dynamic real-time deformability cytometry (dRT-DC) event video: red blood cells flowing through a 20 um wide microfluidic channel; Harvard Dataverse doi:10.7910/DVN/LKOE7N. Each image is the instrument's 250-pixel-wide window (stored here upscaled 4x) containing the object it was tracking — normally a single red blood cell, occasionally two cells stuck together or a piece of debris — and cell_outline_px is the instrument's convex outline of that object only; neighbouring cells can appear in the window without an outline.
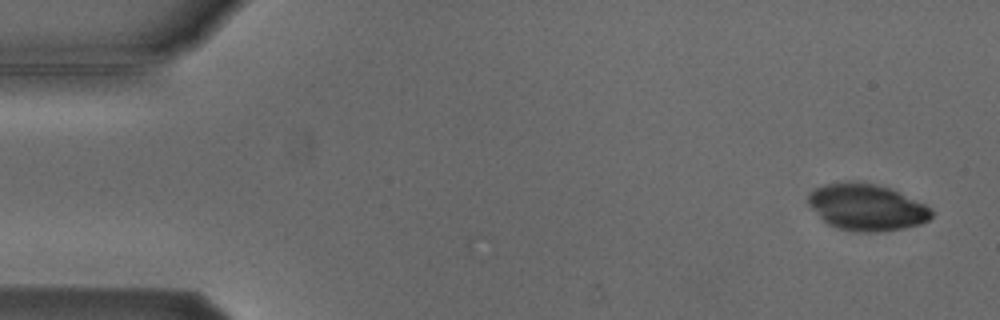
{"species": "Egyptian fruit bat (a non-hibernating species)", "species_latin": "Rousettus aegyptiacus", "temperature_condition": "cold", "stored_images_in_passage": 8, "camera_frame_rate_fps": 3000, "um_per_image_px": 0.085, "animal": {"sex": "male"}, "frame": {"image": 1, "passage_image": 1, "time_ms": 0.0, "image_size_px": [1000, 320], "cell_outline_px": [[932, 216], [928, 220], [920, 224], [904, 228], [876, 232], [856, 232], [836, 228], [828, 224], [808, 204], [808, 196], [816, 188], [824, 184], [848, 180], [856, 180], [876, 184], [888, 188], [924, 204], [932, 208]], "centroid_in_image_um": [73.65, 17.61], "position_along_channel_um": 11.4, "area_um2": 33.41}}